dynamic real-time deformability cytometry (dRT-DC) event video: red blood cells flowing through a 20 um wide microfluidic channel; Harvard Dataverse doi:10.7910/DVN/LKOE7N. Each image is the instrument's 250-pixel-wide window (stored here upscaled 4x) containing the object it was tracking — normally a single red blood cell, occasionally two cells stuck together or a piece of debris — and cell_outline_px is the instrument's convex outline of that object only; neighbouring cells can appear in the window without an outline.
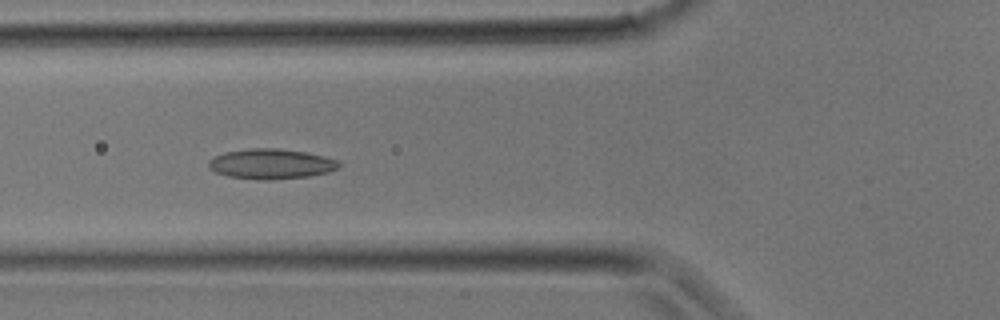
{"species": "common noctule bat (a hibernating species)", "species_latin": "Nyctalus noctula", "temperature_condition": "room temperature", "stored_images_in_passage": 25, "camera_frame_rate_fps": 3000, "um_per_image_px": 0.085, "animal": {"sex": "male", "body_mass_g": 17.9}, "frame": {"image": 1, "passage_image": 9, "time_ms": 2.667, "image_size_px": [1000, 320], "cell_outline_px": [[340, 168], [328, 172], [308, 176], [268, 180], [228, 176], [216, 172], [208, 168], [208, 160], [224, 152], [252, 148], [276, 148], [304, 152], [324, 156], [340, 160]], "centroid_in_image_um": [23.06, 13.92], "position_along_channel_um": 102.7, "area_um2": 22.77}}
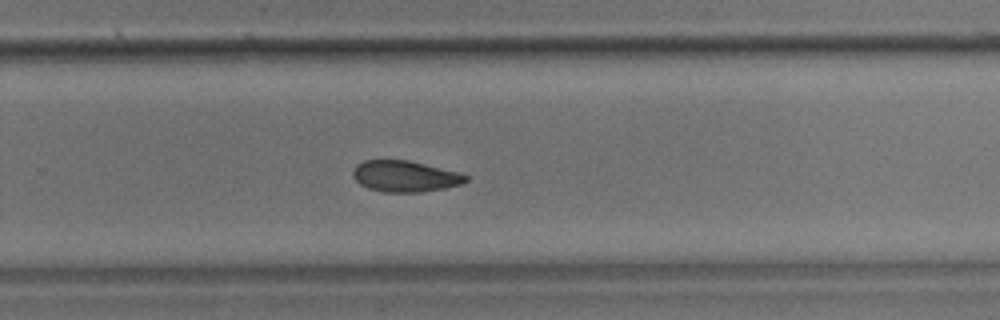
{"frame": {"image": 2, "passage_image": 18, "time_ms": 5.667, "image_size_px": [1000, 320], "cell_outline_px": [[468, 180], [460, 184], [444, 188], [420, 192], [384, 192], [368, 188], [360, 184], [352, 176], [352, 172], [356, 164], [364, 160], [408, 160], [460, 172], [468, 176]], "centroid_in_image_um": [34.41, 14.98], "position_along_channel_um": 295.4, "area_um2": 20.52}}
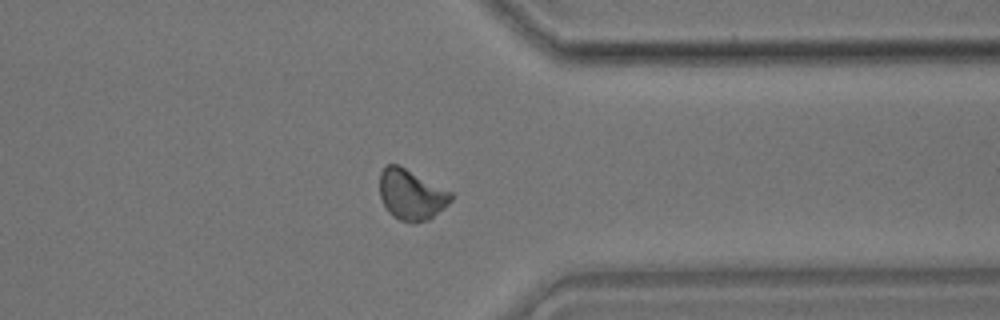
{"frame": {"image": 3, "passage_image": 22, "time_ms": 7.0, "image_size_px": [1000, 320], "cell_outline_px": [[452, 200], [444, 208], [428, 220], [412, 224], [400, 220], [392, 216], [388, 212], [380, 196], [380, 172], [388, 164], [396, 164], [452, 192]], "centroid_in_image_um": [34.95, 16.58], "position_along_channel_um": 376.4, "area_um2": 20.81}}